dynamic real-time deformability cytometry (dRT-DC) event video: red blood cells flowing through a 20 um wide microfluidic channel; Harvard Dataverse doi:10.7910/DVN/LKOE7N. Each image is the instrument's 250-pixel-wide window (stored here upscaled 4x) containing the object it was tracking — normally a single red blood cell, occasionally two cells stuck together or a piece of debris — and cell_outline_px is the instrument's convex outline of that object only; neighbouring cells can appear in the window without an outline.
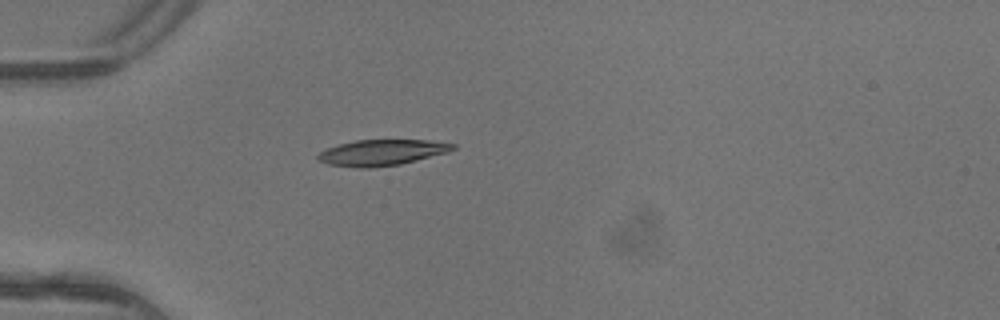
{"species": "common noctule bat (a hibernating species)", "species_latin": "Nyctalus noctula", "temperature_condition": "warm", "stored_images_in_passage": 1, "camera_frame_rate_fps": 3000, "um_per_image_px": 0.085, "animal": {"sex": "female"}, "frame": {"image": 1, "passage_image": 1, "time_ms": 0.0, "image_size_px": [1000, 320], "cell_outline_px": [[456, 148], [448, 152], [400, 164], [372, 168], [356, 168], [328, 164], [320, 160], [316, 156], [320, 152], [328, 148], [340, 144], [356, 140], [428, 140], [456, 144]], "centroid_in_image_um": [32.46, 12.97], "position_along_channel_um": 52.5, "area_um2": 20.23}}